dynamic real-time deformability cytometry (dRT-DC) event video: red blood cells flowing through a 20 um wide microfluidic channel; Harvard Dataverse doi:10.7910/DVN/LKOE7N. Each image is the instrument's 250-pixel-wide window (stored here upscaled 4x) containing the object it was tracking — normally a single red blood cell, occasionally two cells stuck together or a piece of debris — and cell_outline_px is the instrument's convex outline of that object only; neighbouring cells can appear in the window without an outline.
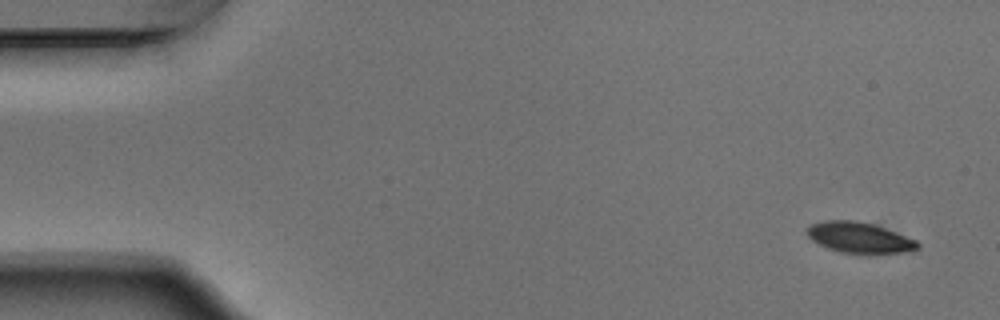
{"species": "Egyptian fruit bat (a non-hibernating species)", "species_latin": "Rousettus aegyptiacus", "temperature_condition": "warm", "stored_images_in_passage": 52, "camera_frame_rate_fps": 3000, "um_per_image_px": 0.085, "animal": {"sex": "male"}, "frame": {"image": 1, "passage_image": 1, "time_ms": 0.0, "image_size_px": [1000, 320], "cell_outline_px": [[920, 248], [912, 252], [872, 256], [868, 256], [840, 252], [828, 248], [812, 240], [804, 232], [804, 228], [812, 224], [824, 220], [856, 220], [872, 224], [896, 232], [916, 240], [920, 244]], "centroid_in_image_um": [73.09, 20.24], "position_along_channel_um": 11.9, "area_um2": 20.69}}
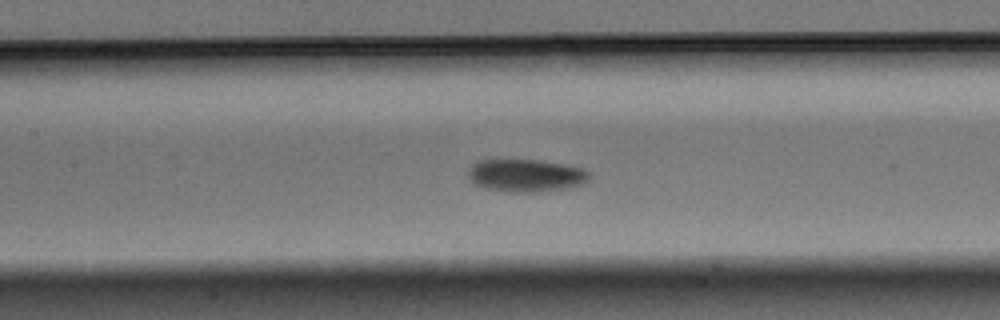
{"frame": {"image": 2, "passage_image": 23, "time_ms": 7.333, "image_size_px": [1000, 320], "cell_outline_px": [[588, 180], [584, 184], [568, 188], [540, 192], [512, 192], [488, 188], [476, 184], [468, 176], [468, 172], [472, 164], [476, 160], [540, 160], [568, 164], [584, 168], [588, 172]], "centroid_in_image_um": [44.75, 14.9], "position_along_channel_um": 162.6, "area_um2": 23.12}}
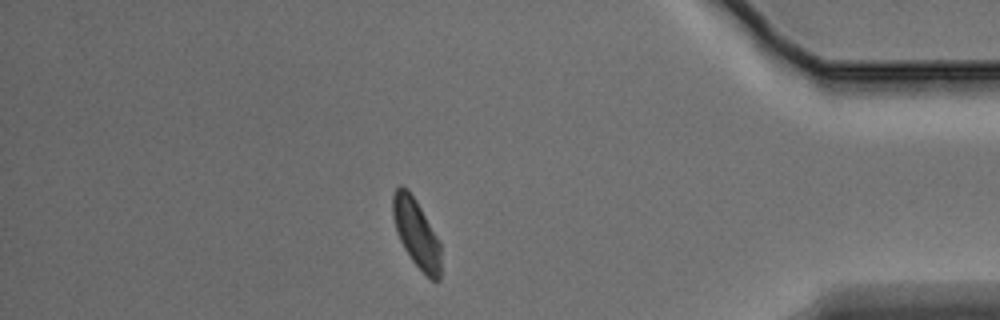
{"frame": {"image": 3, "passage_image": 45, "time_ms": 14.667, "image_size_px": [1000, 320], "cell_outline_px": [[440, 280], [436, 284], [412, 260], [404, 248], [396, 232], [392, 212], [392, 196], [396, 188], [400, 184], [408, 188], [416, 200], [440, 240]], "centroid_in_image_um": [35.39, 19.79], "position_along_channel_um": 399.8, "area_um2": 19.25}, "authors_computed_cell_mechanics": {"area_um2": 20.808, "velocity_mm_per_s": 3.7261, "shape_relaxation_time_tau1_ms": 2.3831, "shape_relaxation_time_tau2_ms": null, "deformation_change_tau1": 0.1017, "deformation_change_tau2": null}}